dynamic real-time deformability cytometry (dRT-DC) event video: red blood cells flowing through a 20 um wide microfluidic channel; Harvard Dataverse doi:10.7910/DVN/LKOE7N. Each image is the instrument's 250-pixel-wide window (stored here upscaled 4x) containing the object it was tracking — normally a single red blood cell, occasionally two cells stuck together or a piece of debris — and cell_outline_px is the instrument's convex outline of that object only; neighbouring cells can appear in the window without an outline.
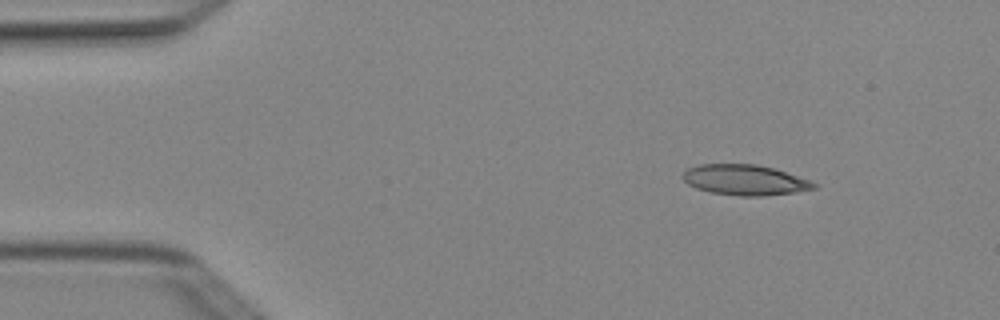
{"species": "Egyptian fruit bat (a non-hibernating species)", "species_latin": "Rousettus aegyptiacus", "temperature_condition": "cold", "stored_images_in_passage": 3, "camera_frame_rate_fps": 3000, "um_per_image_px": 0.085, "animal": {"sex": "female"}, "frame": {"image": 1, "passage_image": 1, "time_ms": 0.0, "image_size_px": [1000, 320], "cell_outline_px": [[820, 184], [816, 188], [796, 192], [764, 196], [740, 196], [712, 192], [696, 188], [688, 184], [680, 176], [688, 168], [700, 164], [756, 164], [772, 168]], "centroid_in_image_um": [63.3, 15.3], "position_along_channel_um": 21.7, "area_um2": 23.12}}